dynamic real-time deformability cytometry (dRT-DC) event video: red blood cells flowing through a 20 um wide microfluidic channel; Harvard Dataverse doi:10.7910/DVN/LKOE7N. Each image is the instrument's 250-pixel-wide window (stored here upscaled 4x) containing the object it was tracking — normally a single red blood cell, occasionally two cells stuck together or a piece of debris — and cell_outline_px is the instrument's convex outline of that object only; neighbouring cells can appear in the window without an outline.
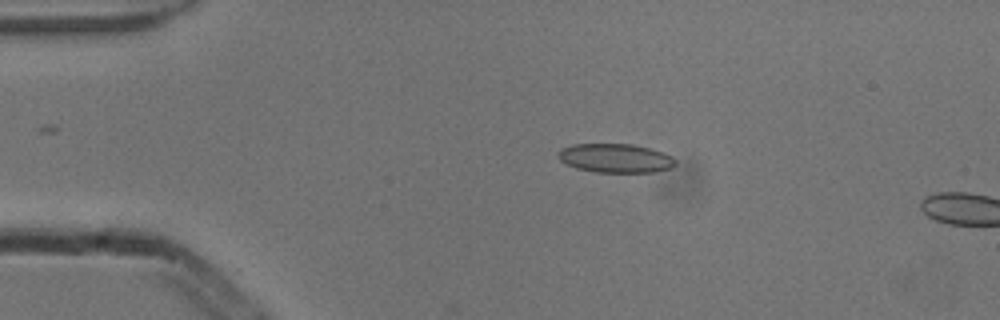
{"species": "common noctule bat (a hibernating species)", "species_latin": "Nyctalus noctula", "temperature_condition": "cold", "stored_images_in_passage": 2, "camera_frame_rate_fps": 3000, "um_per_image_px": 0.085, "animal": {"sex": "male", "body_mass_g": 13.3}, "frame": {"image": 1, "passage_image": 1, "time_ms": 0.0, "image_size_px": [1000, 320], "cell_outline_px": [[676, 164], [672, 168], [656, 172], [596, 172], [576, 168], [560, 160], [556, 156], [560, 148], [572, 144], [632, 144], [664, 152], [672, 156], [676, 160]], "centroid_in_image_um": [52.32, 13.44], "position_along_channel_um": 32.7, "area_um2": 19.94}}